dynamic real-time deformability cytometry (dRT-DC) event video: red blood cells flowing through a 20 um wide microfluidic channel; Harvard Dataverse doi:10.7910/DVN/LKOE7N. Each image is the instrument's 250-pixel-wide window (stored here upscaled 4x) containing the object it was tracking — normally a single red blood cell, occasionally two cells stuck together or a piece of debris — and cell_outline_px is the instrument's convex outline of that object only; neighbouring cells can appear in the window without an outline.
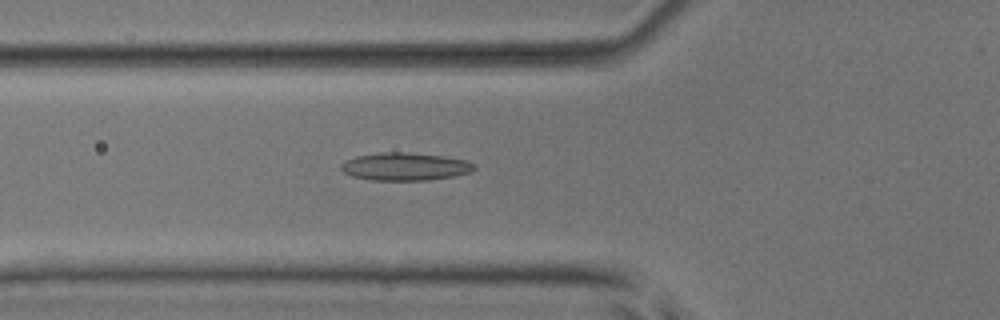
{"species": "common noctule bat (a hibernating species)", "species_latin": "Nyctalus noctula", "temperature_condition": "room temperature", "stored_images_in_passage": 53, "camera_frame_rate_fps": 3000, "um_per_image_px": 0.085, "animal": {"sex": "male", "body_mass_g": 17.9, "forearm_length_mm": 54.2}, "frame": {"image": 1, "passage_image": 20, "time_ms": 6.333, "image_size_px": [1000, 320], "cell_outline_px": [[476, 168], [472, 172], [452, 176], [428, 180], [372, 180], [352, 176], [344, 172], [340, 168], [340, 164], [344, 160], [356, 156], [380, 152], [408, 152], [444, 156], [468, 160], [476, 164]], "centroid_in_image_um": [34.44, 14.15], "position_along_channel_um": 91.4, "area_um2": 21.79}}
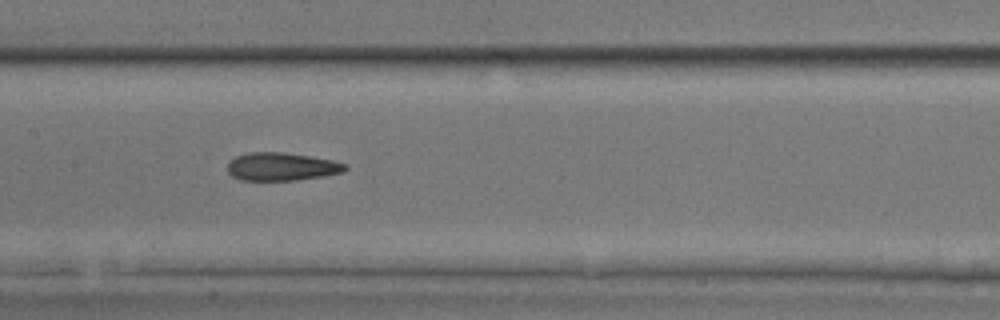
{"frame": {"image": 2, "passage_image": 27, "time_ms": 8.667, "image_size_px": [1000, 320], "cell_outline_px": [[348, 168], [344, 172], [324, 176], [296, 180], [240, 180], [232, 176], [228, 172], [228, 164], [236, 156], [248, 152], [284, 152], [332, 160], [348, 164]], "centroid_in_image_um": [23.96, 14.16], "position_along_channel_um": 183.4, "area_um2": 19.25}}
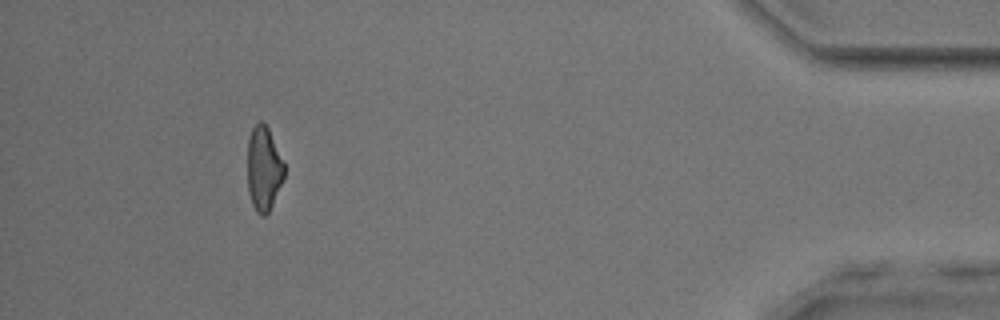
{"frame": {"image": 3, "passage_image": 49, "time_ms": 16.0, "image_size_px": [1000, 320], "cell_outline_px": [[284, 176], [272, 204], [268, 212], [264, 216], [260, 216], [256, 212], [252, 204], [248, 192], [248, 140], [252, 128], [260, 120], [268, 128], [284, 164]], "centroid_in_image_um": [22.39, 14.35], "position_along_channel_um": 412.8, "area_um2": 17.74}, "authors_computed_cell_mechanics": {"area_um2": 19.7098, "velocity_mm_per_s": 3.9405, "shape_relaxation_time_tau1_ms": null, "shape_relaxation_time_tau2_ms": 2.8023, "deformation_change_tau1": null, "deformation_change_tau2": 0.1261}}